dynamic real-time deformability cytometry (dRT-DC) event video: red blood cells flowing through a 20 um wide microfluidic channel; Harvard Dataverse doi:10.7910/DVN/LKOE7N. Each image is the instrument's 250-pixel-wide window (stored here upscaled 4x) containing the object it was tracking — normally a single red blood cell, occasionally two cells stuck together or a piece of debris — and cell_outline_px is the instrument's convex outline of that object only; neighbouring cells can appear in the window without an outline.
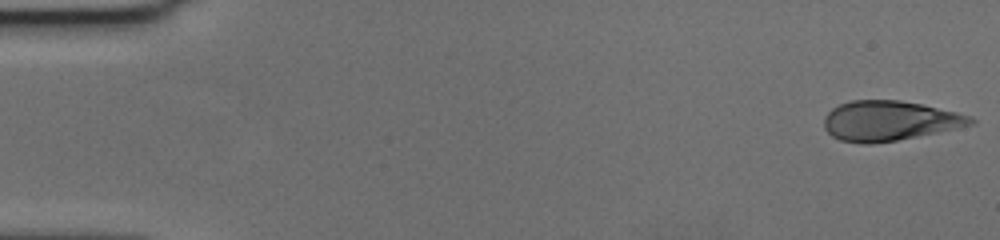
{"species": "human", "species_latin": "Homo sapiens", "temperature_condition": "cold", "stored_images_in_passage": 57, "camera_frame_rate_fps": 3000, "um_per_image_px": 0.085, "donor": {"sex": "female"}, "frame": {"image": 1, "passage_image": 1, "time_ms": 0.0, "image_size_px": [1000, 240], "cell_outline_px": [[976, 124], [896, 140], [872, 144], [860, 144], [840, 140], [832, 136], [824, 128], [824, 116], [832, 108], [840, 104], [852, 100], [900, 100], [920, 104], [956, 112], [972, 116], [976, 120]], "centroid_in_image_um": [75.58, 10.27], "position_along_channel_um": 9.4, "area_um2": 33.99}}
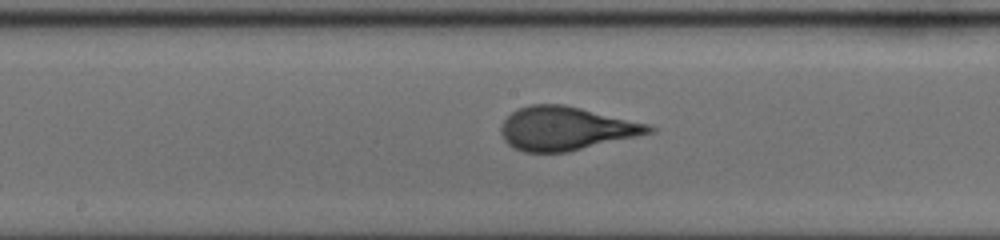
{"frame": {"image": 2, "passage_image": 30, "time_ms": 9.667, "image_size_px": [1000, 240], "cell_outline_px": [[656, 128], [652, 132], [636, 136], [568, 152], [524, 152], [512, 148], [504, 140], [500, 132], [500, 128], [504, 120], [516, 108], [528, 104], [564, 104], [652, 124]], "centroid_in_image_um": [48.08, 10.91], "position_along_channel_um": 200.1, "area_um2": 37.74}}
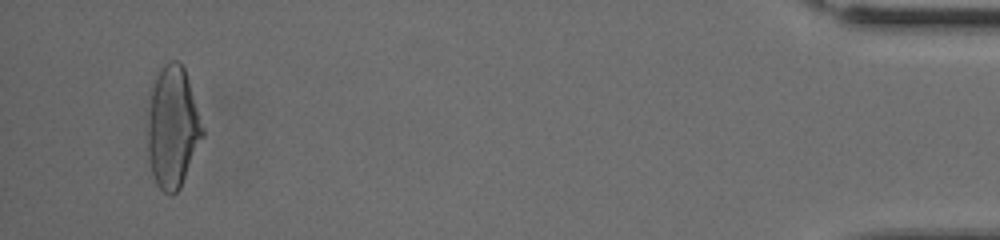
{"frame": {"image": 3, "passage_image": 55, "time_ms": 18.0, "image_size_px": [1000, 240], "cell_outline_px": [[204, 136], [180, 188], [172, 196], [164, 192], [156, 184], [152, 172], [148, 156], [148, 124], [152, 84], [156, 72], [168, 60], [180, 60], [184, 68], [204, 128]], "centroid_in_image_um": [14.68, 10.8], "position_along_channel_um": 420.5, "area_um2": 38.96}, "authors_computed_cell_mechanics": {"area_um2": 36.6452, "velocity_mm_per_s": 3.5856, "shape_relaxation_time_tau1_ms": 4.4561, "shape_relaxation_time_tau2_ms": null, "deformation_change_tau1": 0.2044, "deformation_change_tau2": null}}